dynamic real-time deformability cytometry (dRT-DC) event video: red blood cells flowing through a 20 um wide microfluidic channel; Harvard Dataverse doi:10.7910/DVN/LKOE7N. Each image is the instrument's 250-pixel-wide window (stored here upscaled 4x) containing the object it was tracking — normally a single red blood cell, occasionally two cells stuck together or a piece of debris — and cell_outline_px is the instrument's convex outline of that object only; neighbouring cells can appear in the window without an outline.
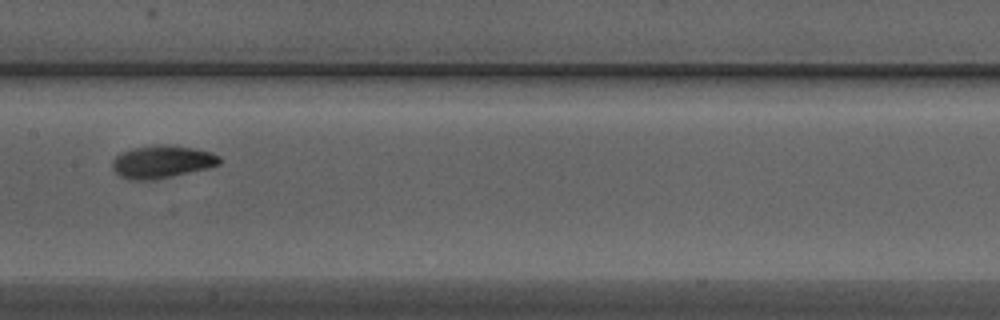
{"species": "Egyptian fruit bat (a non-hibernating species)", "species_latin": "Rousettus aegyptiacus", "temperature_condition": "warm", "stored_images_in_passage": 7, "camera_frame_rate_fps": 3000, "um_per_image_px": 0.085, "animal": {"sex": "male"}, "frame": {"image": 1, "passage_image": 6, "time_ms": 1.667, "image_size_px": [1000, 320], "cell_outline_px": [[224, 160], [220, 164], [208, 168], [152, 180], [128, 180], [120, 176], [112, 168], [112, 160], [120, 152], [132, 148], [156, 144], [176, 144], [212, 152], [220, 156]], "centroid_in_image_um": [13.78, 13.73], "position_along_channel_um": 193.6, "area_um2": 20.81}}
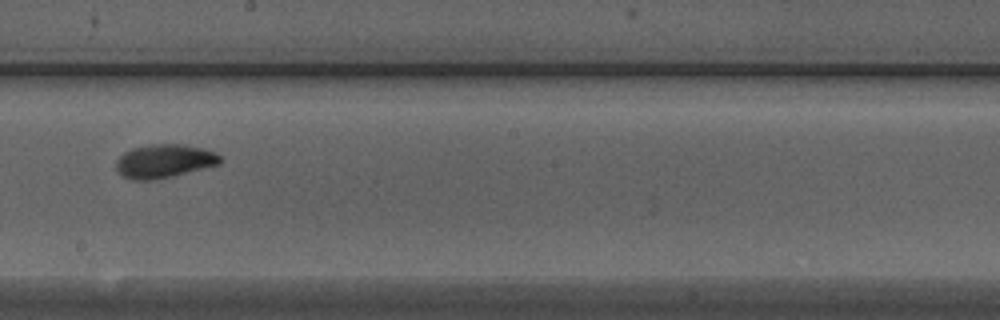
{"frame": {"image": 2, "passage_image": 7, "time_ms": 2.0, "image_size_px": [1000, 320], "cell_outline_px": [[220, 164], [172, 176], [152, 180], [132, 180], [124, 176], [116, 168], [116, 160], [124, 152], [132, 148], [152, 144], [184, 144], [204, 148], [216, 152], [220, 156]], "centroid_in_image_um": [13.97, 13.68], "position_along_channel_um": 234.2, "area_um2": 20.29}}